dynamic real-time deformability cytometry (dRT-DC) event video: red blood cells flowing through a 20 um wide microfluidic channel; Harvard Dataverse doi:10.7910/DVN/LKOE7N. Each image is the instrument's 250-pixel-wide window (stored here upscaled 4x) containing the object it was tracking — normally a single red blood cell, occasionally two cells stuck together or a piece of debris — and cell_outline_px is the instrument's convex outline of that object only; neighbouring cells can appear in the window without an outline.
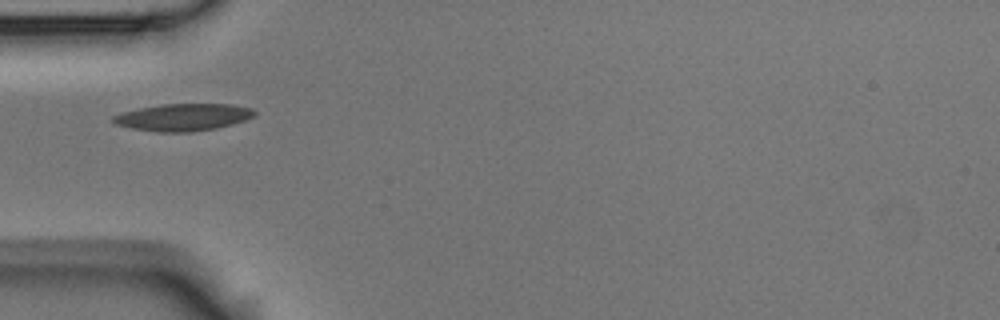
{"species": "Egyptian fruit bat (a non-hibernating species)", "species_latin": "Rousettus aegyptiacus", "temperature_condition": "room temperature", "stored_images_in_passage": 2, "camera_frame_rate_fps": 3000, "um_per_image_px": 0.085, "animal": {"sex": "male"}, "frame": {"image": 1, "passage_image": 1, "time_ms": 0.0, "image_size_px": [1000, 320], "cell_outline_px": [[256, 112], [252, 116], [244, 120], [232, 124], [216, 128], [188, 132], [156, 132], [132, 128], [116, 124], [112, 120], [112, 116], [120, 112], [160, 104], [232, 104], [252, 108]], "centroid_in_image_um": [15.54, 9.96], "position_along_channel_um": 69.5, "area_um2": 22.31}}
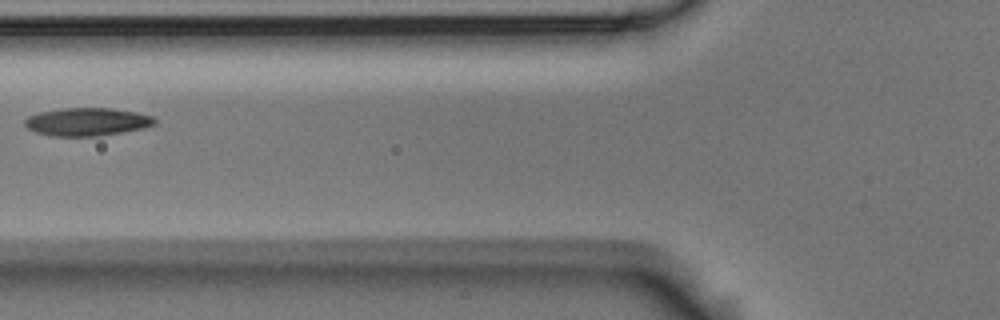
{"frame": {"image": 2, "passage_image": 2, "time_ms": 0.333, "image_size_px": [1000, 320], "cell_outline_px": [[156, 124], [144, 128], [100, 136], [52, 136], [36, 132], [28, 128], [24, 124], [24, 120], [28, 116], [40, 112], [64, 108], [108, 108], [136, 112], [152, 116], [156, 120]], "centroid_in_image_um": [7.4, 10.36], "position_along_channel_um": 118.4, "area_um2": 21.15}}